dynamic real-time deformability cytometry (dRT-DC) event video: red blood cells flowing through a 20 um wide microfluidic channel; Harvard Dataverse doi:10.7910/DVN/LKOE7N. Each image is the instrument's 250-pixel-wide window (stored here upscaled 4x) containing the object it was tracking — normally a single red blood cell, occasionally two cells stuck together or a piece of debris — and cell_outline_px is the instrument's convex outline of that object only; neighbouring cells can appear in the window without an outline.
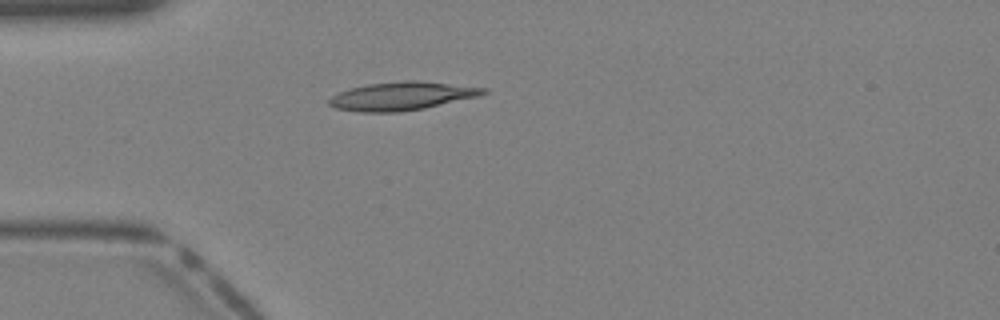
{"species": "Egyptian fruit bat (a non-hibernating species)", "species_latin": "Rousettus aegyptiacus", "temperature_condition": "warm", "stored_images_in_passage": 25, "camera_frame_rate_fps": 3000, "um_per_image_px": 0.085, "animal": {"sex": "female"}, "frame": {"image": 1, "passage_image": 1, "time_ms": 0.0, "image_size_px": [1000, 320], "cell_outline_px": [[488, 92], [480, 96], [424, 108], [400, 112], [356, 112], [336, 108], [328, 104], [328, 100], [332, 96], [340, 92], [352, 88], [368, 84], [404, 80], [416, 80], [488, 88]], "centroid_in_image_um": [34.17, 8.17], "position_along_channel_um": 50.8, "area_um2": 25.43}}
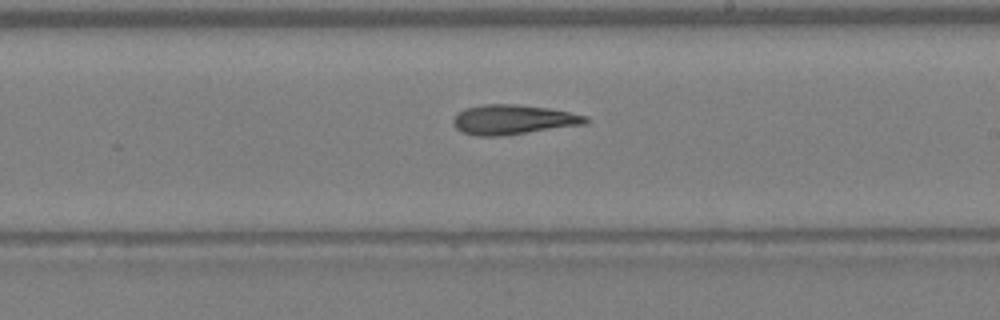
{"frame": {"image": 2, "passage_image": 13, "time_ms": 4.0, "image_size_px": [1000, 320], "cell_outline_px": [[588, 120], [584, 124], [500, 136], [476, 136], [460, 132], [452, 124], [452, 120], [464, 108], [484, 104], [516, 104], [548, 108], [588, 116]], "centroid_in_image_um": [43.55, 10.17], "position_along_channel_um": 245.4, "area_um2": 22.77}}
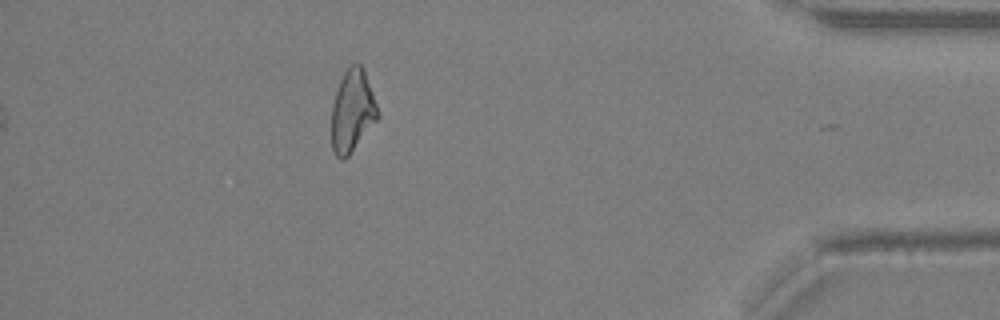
{"frame": {"image": 3, "passage_image": 25, "time_ms": 8.0, "image_size_px": [1000, 320], "cell_outline_px": [[380, 116], [348, 156], [344, 160], [340, 160], [332, 152], [332, 104], [340, 80], [344, 72], [352, 64], [360, 64], [364, 68]], "centroid_in_image_um": [29.94, 9.45], "position_along_channel_um": 405.3, "area_um2": 21.96}}